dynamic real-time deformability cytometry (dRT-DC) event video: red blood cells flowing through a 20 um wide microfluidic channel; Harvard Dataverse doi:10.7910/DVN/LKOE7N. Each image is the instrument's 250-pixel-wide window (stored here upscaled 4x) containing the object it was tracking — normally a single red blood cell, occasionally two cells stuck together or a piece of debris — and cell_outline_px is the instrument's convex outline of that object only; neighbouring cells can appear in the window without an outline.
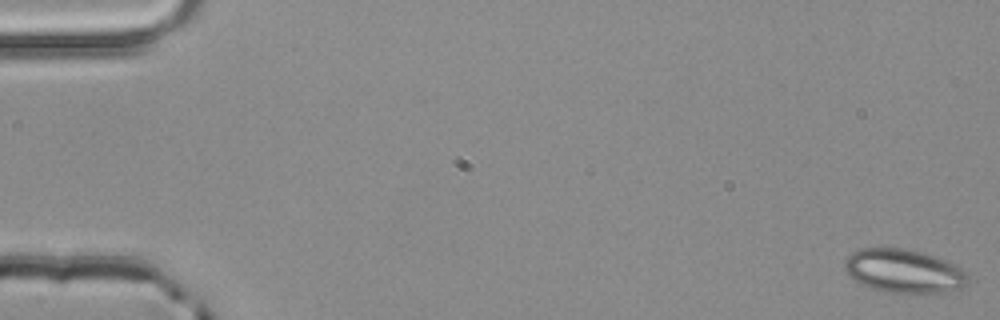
{"species": "common noctule bat (a hibernating species)", "species_latin": "Nyctalus noctula", "temperature_condition": "room temperature", "stored_images_in_passage": 4, "camera_frame_rate_fps": 3000, "um_per_image_px": 0.085, "animal": {"sex": "male", "body_mass_g": 20.4}, "frame": {"image": 1, "passage_image": 1, "time_ms": 0.0, "image_size_px": [1000, 320], "cell_outline_px": [[968, 284], [960, 288], [940, 292], [884, 292], [860, 284], [848, 276], [844, 268], [844, 264], [848, 256], [852, 252], [860, 248], [904, 248], [924, 252], [936, 256], [956, 264], [968, 276]], "centroid_in_image_um": [76.8, 23.02], "position_along_channel_um": 8.2, "area_um2": 31.39}}